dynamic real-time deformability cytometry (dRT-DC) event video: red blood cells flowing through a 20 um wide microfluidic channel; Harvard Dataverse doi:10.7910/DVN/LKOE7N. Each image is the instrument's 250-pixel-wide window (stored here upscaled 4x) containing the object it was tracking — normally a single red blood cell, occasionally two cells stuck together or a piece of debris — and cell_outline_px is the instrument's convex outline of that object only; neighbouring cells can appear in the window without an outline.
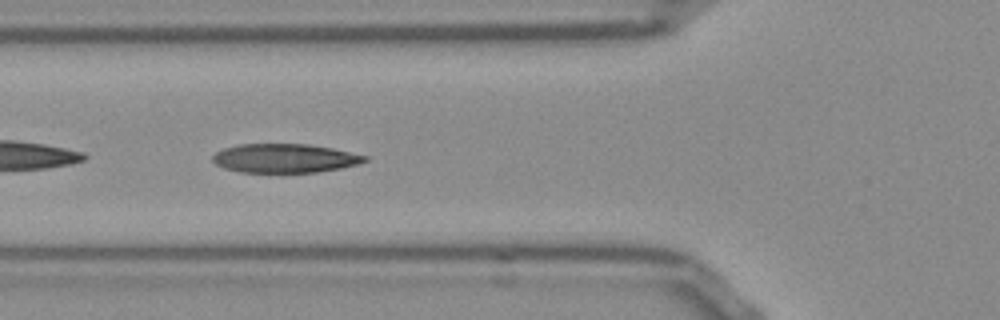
{"species": "Egyptian fruit bat (a non-hibernating species)", "species_latin": "Rousettus aegyptiacus", "temperature_condition": "room temperature", "stored_images_in_passage": 53, "camera_frame_rate_fps": 3000, "um_per_image_px": 0.085, "frame": {"image": 1, "passage_image": 19, "time_ms": 6.0, "image_size_px": [1000, 320], "cell_outline_px": [[368, 160], [356, 164], [340, 168], [316, 172], [240, 172], [224, 168], [216, 164], [212, 160], [212, 156], [216, 152], [224, 148], [240, 144], [308, 144], [332, 148], [368, 156]], "centroid_in_image_um": [24.18, 13.45], "position_along_channel_um": 101.6, "area_um2": 25.49}}
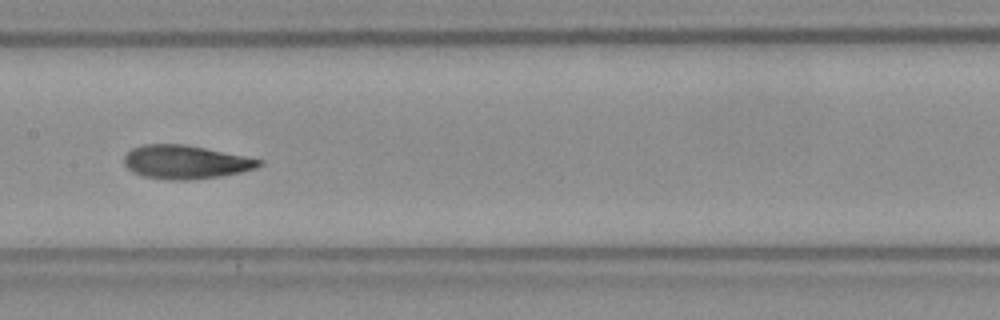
{"frame": {"image": 2, "passage_image": 26, "time_ms": 8.333, "image_size_px": [1000, 320], "cell_outline_px": [[264, 164], [256, 168], [240, 172], [220, 176], [188, 180], [168, 180], [144, 176], [132, 172], [124, 164], [124, 156], [132, 148], [144, 144], [184, 144], [264, 160]], "centroid_in_image_um": [15.76, 13.78], "position_along_channel_um": 191.6, "area_um2": 26.3}}
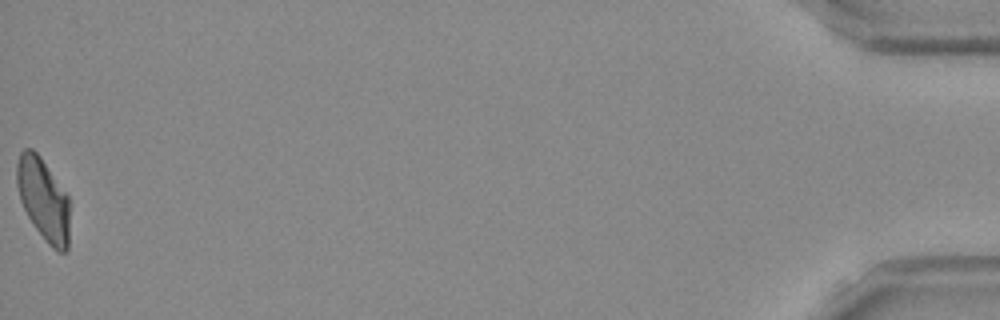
{"frame": {"image": 3, "passage_image": 53, "time_ms": 17.333, "image_size_px": [1000, 320], "cell_outline_px": [[68, 248], [64, 252], [60, 252], [52, 248], [48, 244], [36, 228], [28, 216], [20, 200], [16, 184], [16, 164], [20, 152], [24, 148], [32, 148], [40, 156], [68, 196]], "centroid_in_image_um": [3.66, 16.91], "position_along_channel_um": 431.5, "area_um2": 25.09}, "authors_computed_cell_mechanics": {"area_um2": 26.4724, "velocity_mm_per_s": 3.8333, "shape_relaxation_time_tau1_ms": 6.3525, "shape_relaxation_time_tau2_ms": 1.6414, "deformation_change_tau1": 0.2048, "deformation_change_tau2": 0.0853}}